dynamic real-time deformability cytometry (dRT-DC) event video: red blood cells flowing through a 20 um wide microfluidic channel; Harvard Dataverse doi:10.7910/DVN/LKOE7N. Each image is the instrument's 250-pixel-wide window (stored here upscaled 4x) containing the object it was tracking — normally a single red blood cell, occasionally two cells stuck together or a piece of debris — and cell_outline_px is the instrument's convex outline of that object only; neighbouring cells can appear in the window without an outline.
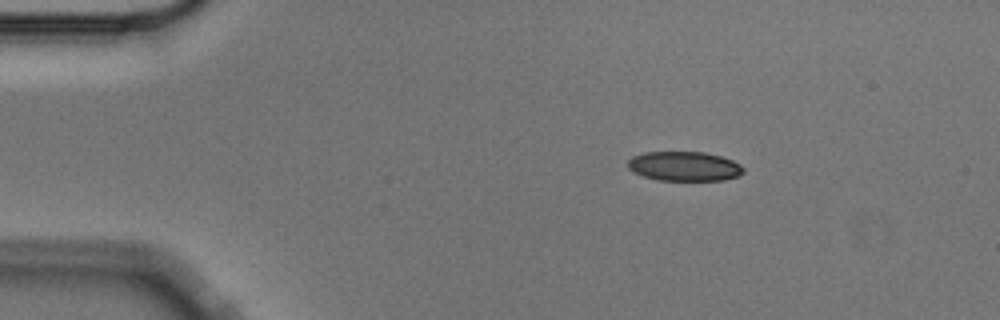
{"species": "Egyptian fruit bat (a non-hibernating species)", "species_latin": "Rousettus aegyptiacus", "temperature_condition": "cold", "stored_images_in_passage": 3, "segment_of_instrument_passage": [1, 2], "camera_frame_rate_fps": 3000, "um_per_image_px": 0.085, "animal": {"sex": "male"}, "frame": {"image": 1, "passage_image": 1, "time_ms": 0.0, "image_size_px": [1000, 320], "cell_outline_px": [[744, 172], [740, 176], [724, 180], [656, 180], [632, 172], [628, 168], [628, 160], [632, 156], [644, 152], [704, 152], [720, 156], [732, 160], [740, 164], [744, 168]], "centroid_in_image_um": [58.17, 14.13], "position_along_channel_um": 26.8, "area_um2": 20.0}}